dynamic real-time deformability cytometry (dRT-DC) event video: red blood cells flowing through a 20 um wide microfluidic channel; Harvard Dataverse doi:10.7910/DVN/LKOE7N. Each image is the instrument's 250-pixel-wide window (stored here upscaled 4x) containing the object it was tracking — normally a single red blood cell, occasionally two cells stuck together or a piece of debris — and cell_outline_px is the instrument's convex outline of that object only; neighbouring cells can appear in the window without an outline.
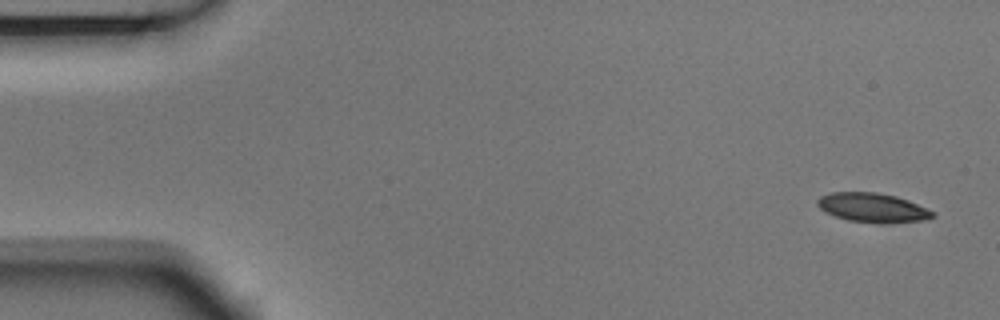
{"species": "Egyptian fruit bat (a non-hibernating species)", "species_latin": "Rousettus aegyptiacus", "temperature_condition": "room temperature", "stored_images_in_passage": 5, "segment_of_instrument_passage": [2, 2], "camera_frame_rate_fps": 3000, "um_per_image_px": 0.085, "animal": {"sex": "male"}, "frame": {"image": 1, "passage_image": 5, "time_ms": 1.333, "image_size_px": [1000, 320], "cell_outline_px": [[936, 216], [928, 220], [880, 224], [848, 220], [824, 212], [816, 204], [816, 200], [820, 196], [832, 192], [876, 192], [896, 196], [908, 200], [928, 208], [936, 212]], "centroid_in_image_um": [74.21, 17.66], "position_along_channel_um": 10.8, "area_um2": 20.0}}